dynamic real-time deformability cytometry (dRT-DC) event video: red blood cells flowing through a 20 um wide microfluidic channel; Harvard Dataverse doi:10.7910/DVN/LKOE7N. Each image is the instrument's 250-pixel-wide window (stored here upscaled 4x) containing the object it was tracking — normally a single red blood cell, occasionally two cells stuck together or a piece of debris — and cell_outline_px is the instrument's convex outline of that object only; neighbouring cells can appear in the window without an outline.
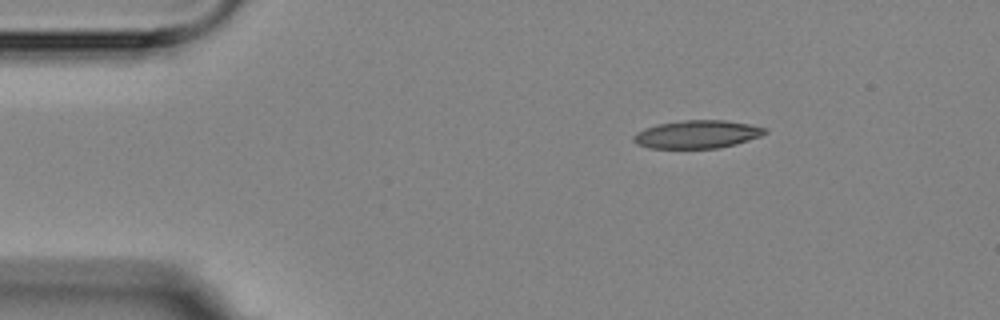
{"species": "Egyptian fruit bat (a non-hibernating species)", "species_latin": "Rousettus aegyptiacus", "temperature_condition": "room temperature", "stored_images_in_passage": 3, "camera_frame_rate_fps": 3000, "um_per_image_px": 0.085, "animal": {"sex": "female"}, "frame": {"image": 1, "passage_image": 1, "time_ms": 0.0, "image_size_px": [1000, 320], "cell_outline_px": [[768, 132], [760, 136], [736, 144], [720, 148], [648, 148], [636, 144], [632, 140], [632, 136], [636, 132], [644, 128], [656, 124], [684, 120], [724, 120], [748, 124], [768, 128]], "centroid_in_image_um": [59.23, 11.42], "position_along_channel_um": 25.8, "area_um2": 21.62}}